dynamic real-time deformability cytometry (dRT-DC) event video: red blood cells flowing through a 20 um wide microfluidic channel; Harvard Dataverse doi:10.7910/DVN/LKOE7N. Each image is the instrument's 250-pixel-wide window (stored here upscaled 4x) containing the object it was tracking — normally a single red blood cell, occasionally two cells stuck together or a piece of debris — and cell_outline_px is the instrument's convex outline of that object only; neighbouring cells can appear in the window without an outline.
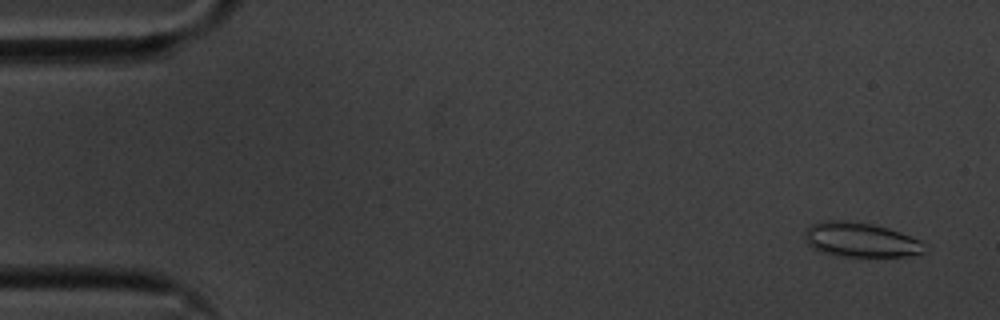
{"species": "common noctule bat (a hibernating species)", "species_latin": "Nyctalus noctula", "temperature_condition": "cold", "stored_images_in_passage": 56, "camera_frame_rate_fps": 3000, "um_per_image_px": 0.085, "animal": {"sex": "male", "body_mass_g": 20.1, "forearm_length_mm": 53.5}, "frame": {"image": 1, "passage_image": 3, "time_ms": 0.667, "image_size_px": [1000, 320], "cell_outline_px": [[924, 252], [908, 256], [836, 256], [820, 252], [812, 248], [808, 244], [804, 236], [804, 232], [812, 224], [820, 220], [844, 220], [872, 224], [888, 228], [900, 232], [920, 240]], "centroid_in_image_um": [73.08, 20.38], "position_along_channel_um": 11.9, "area_um2": 24.04}}
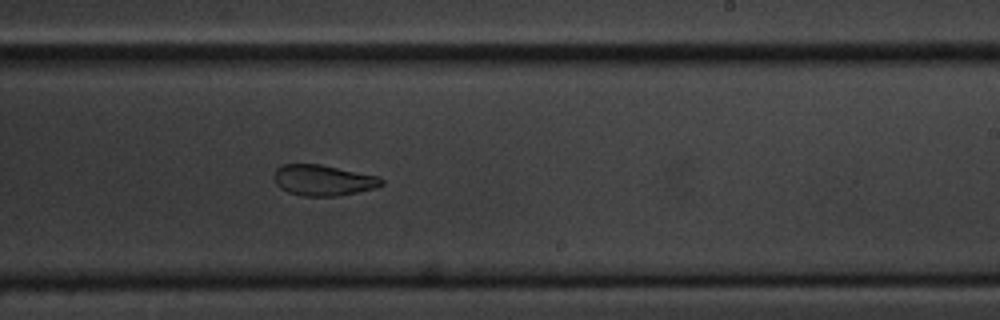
{"frame": {"image": 2, "passage_image": 34, "time_ms": 11.0, "image_size_px": [1000, 320], "cell_outline_px": [[384, 184], [376, 188], [340, 196], [304, 196], [288, 192], [280, 188], [276, 184], [276, 168], [284, 164], [320, 164], [380, 176], [384, 180]], "centroid_in_image_um": [27.53, 15.32], "position_along_channel_um": 261.5, "area_um2": 19.36}}
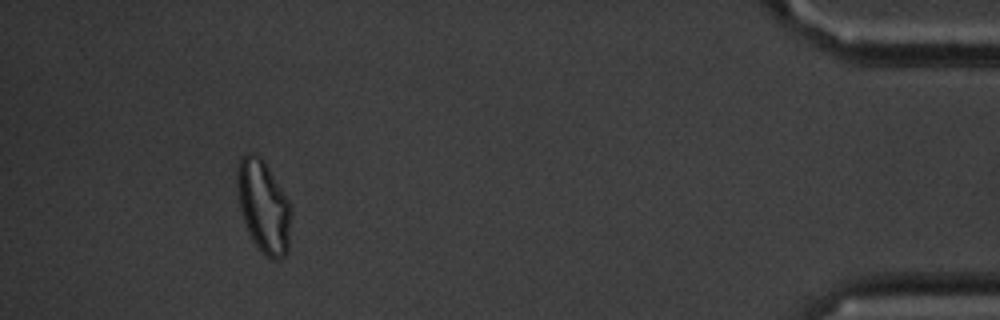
{"frame": {"image": 3, "passage_image": 52, "time_ms": 17.0, "image_size_px": [1000, 320], "cell_outline_px": [[288, 252], [284, 256], [276, 260], [272, 260], [252, 240], [248, 232], [240, 208], [236, 184], [236, 172], [240, 160], [248, 152], [252, 152], [260, 156], [264, 160], [288, 200]], "centroid_in_image_um": [22.35, 17.51], "position_along_channel_um": 412.8, "area_um2": 28.21}, "authors_computed_cell_mechanics": {"area_um2": 22.1952, "velocity_mm_per_s": 3.5559, "shape_relaxation_time_tau1_ms": 10.2142, "shape_relaxation_time_tau2_ms": 3.581, "deformation_change_tau1": 0.1624, "deformation_change_tau2": 0.1038}}